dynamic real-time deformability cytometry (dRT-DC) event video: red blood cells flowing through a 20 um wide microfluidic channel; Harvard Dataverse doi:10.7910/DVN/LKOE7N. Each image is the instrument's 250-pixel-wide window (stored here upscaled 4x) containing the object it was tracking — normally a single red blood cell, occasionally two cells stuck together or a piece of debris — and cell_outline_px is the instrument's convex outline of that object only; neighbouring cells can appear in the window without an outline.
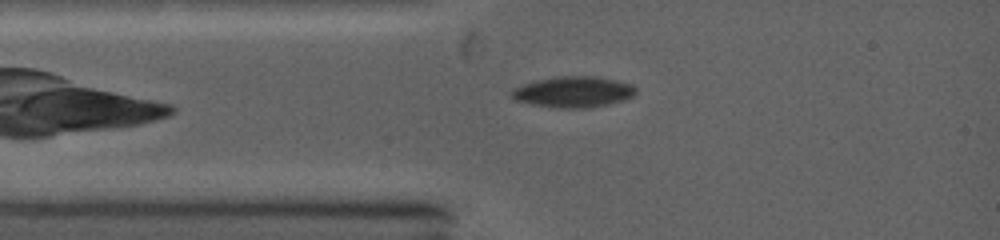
{"species": "common noctule bat (a hibernating species)", "species_latin": "Nyctalus noctula", "temperature_condition": "warm", "stored_images_in_passage": 61, "camera_frame_rate_fps": 5000, "um_per_image_px": 0.085, "animal": {"sex": "female", "body_mass_g": 19.0, "forearm_length_mm": 53.3}, "frame": {"image": 1, "passage_image": 10, "time_ms": 1.8, "image_size_px": [1000, 240], "cell_outline_px": [[636, 92], [632, 96], [624, 100], [584, 108], [556, 108], [532, 104], [516, 100], [512, 96], [512, 92], [516, 88], [528, 84], [560, 76], [584, 76], [632, 84], [636, 88]], "centroid_in_image_um": [48.76, 7.84], "position_along_channel_um": 36.2, "area_um2": 21.33}}
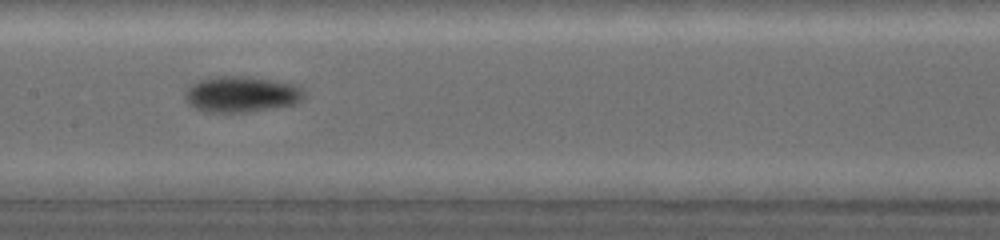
{"frame": {"image": 2, "passage_image": 28, "time_ms": 5.4, "image_size_px": [1000, 240], "cell_outline_px": [[304, 96], [300, 100], [292, 104], [248, 112], [204, 112], [196, 108], [188, 100], [188, 88], [204, 80], [224, 76], [264, 80], [284, 84], [296, 88]], "centroid_in_image_um": [20.46, 8.07], "position_along_channel_um": 186.9, "area_um2": 22.89}}
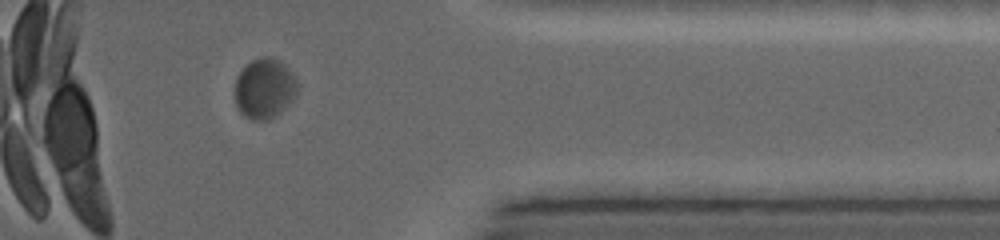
{"frame": {"image": 3, "passage_image": 53, "time_ms": 10.4, "image_size_px": [1000, 240], "cell_outline_px": [[296, 92], [292, 100], [276, 116], [268, 120], [252, 120], [244, 116], [240, 112], [236, 104], [236, 76], [252, 60], [260, 56], [272, 56], [280, 60], [292, 72], [296, 80]], "centroid_in_image_um": [22.48, 7.51], "position_along_channel_um": 388.9, "area_um2": 21.85}}